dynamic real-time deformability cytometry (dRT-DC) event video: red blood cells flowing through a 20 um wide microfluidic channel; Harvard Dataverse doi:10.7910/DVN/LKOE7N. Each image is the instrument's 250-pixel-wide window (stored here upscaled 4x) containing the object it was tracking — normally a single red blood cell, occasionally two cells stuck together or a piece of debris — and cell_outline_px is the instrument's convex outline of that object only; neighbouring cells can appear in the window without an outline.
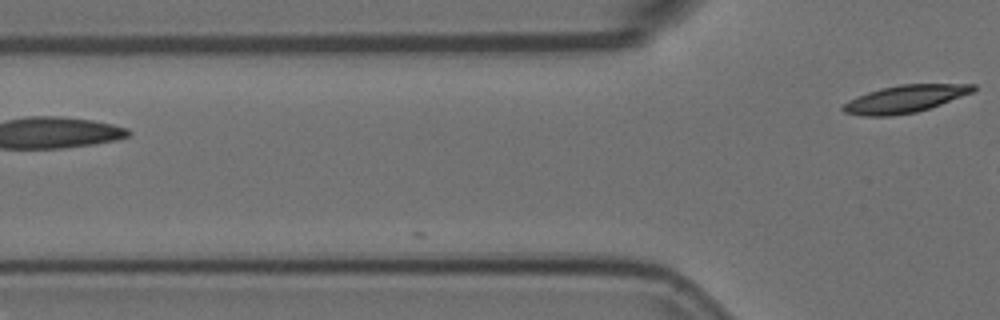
{"species": "Egyptian fruit bat (a non-hibernating species)", "species_latin": "Rousettus aegyptiacus", "temperature_condition": "room temperature", "stored_images_in_passage": 3, "camera_frame_rate_fps": 3000, "um_per_image_px": 0.085, "animal": {"sex": "female"}, "frame": {"image": 1, "passage_image": 3, "time_ms": 0.667, "image_size_px": [1000, 320], "cell_outline_px": [[976, 88], [972, 92], [940, 104], [916, 112], [892, 116], [864, 116], [844, 112], [840, 108], [848, 100], [856, 96], [880, 88], [900, 84], [976, 84]], "centroid_in_image_um": [76.87, 8.4], "position_along_channel_um": 48.9, "area_um2": 20.69}}